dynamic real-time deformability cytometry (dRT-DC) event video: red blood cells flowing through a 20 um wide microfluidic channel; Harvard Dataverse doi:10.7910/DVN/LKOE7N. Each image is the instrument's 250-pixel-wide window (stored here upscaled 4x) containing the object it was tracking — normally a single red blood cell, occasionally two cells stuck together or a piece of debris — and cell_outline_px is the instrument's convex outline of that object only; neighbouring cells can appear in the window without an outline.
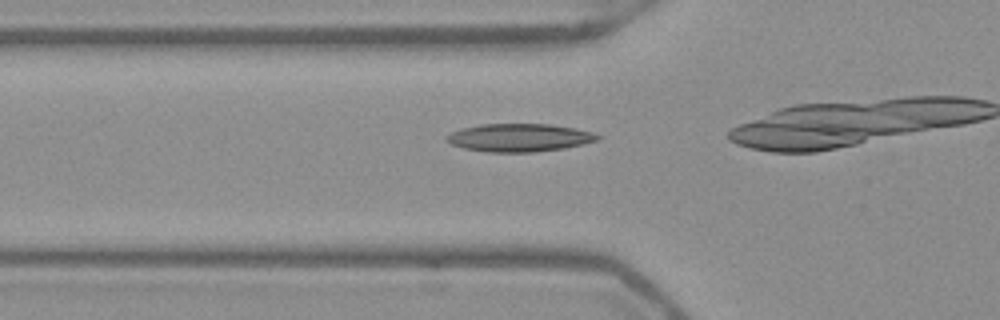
{"species": "Egyptian fruit bat (a non-hibernating species)", "species_latin": "Rousettus aegyptiacus", "temperature_condition": "warm", "stored_images_in_passage": 6, "camera_frame_rate_fps": 3000, "um_per_image_px": 0.085, "frame": {"image": 1, "passage_image": 2, "time_ms": 0.333, "image_size_px": [1000, 320], "cell_outline_px": [[600, 140], [584, 144], [564, 148], [532, 152], [484, 152], [464, 148], [452, 144], [444, 140], [444, 136], [452, 132], [464, 128], [480, 124], [548, 124], [576, 128], [592, 132], [600, 136]], "centroid_in_image_um": [44.14, 11.7], "position_along_channel_um": 81.7, "area_um2": 24.68}}
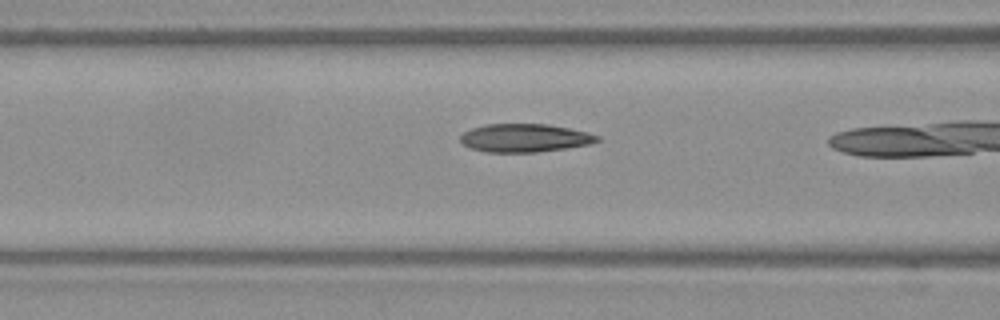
{"frame": {"image": 2, "passage_image": 5, "time_ms": 1.333, "image_size_px": [1000, 320], "cell_outline_px": [[600, 140], [592, 144], [568, 148], [536, 152], [488, 152], [468, 148], [460, 140], [460, 136], [464, 132], [472, 128], [484, 124], [548, 124], [588, 132], [600, 136]], "centroid_in_image_um": [44.62, 11.73], "position_along_channel_um": 122.0, "area_um2": 22.66}}